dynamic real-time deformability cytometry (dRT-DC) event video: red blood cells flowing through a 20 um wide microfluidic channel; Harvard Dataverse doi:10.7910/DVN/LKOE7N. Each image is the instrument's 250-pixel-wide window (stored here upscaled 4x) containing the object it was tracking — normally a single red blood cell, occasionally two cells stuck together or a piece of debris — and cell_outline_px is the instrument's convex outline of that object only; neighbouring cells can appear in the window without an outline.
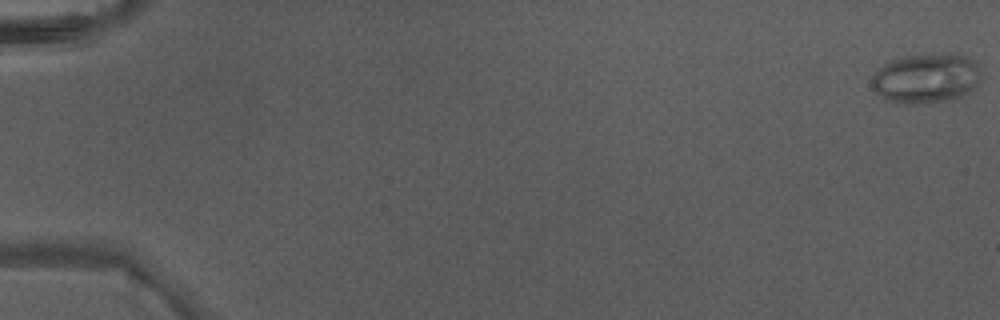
{"species": "Egyptian fruit bat (a non-hibernating species)", "species_latin": "Rousettus aegyptiacus", "temperature_condition": "warm", "stored_images_in_passage": 6, "camera_frame_rate_fps": 3000, "um_per_image_px": 0.085, "animal": {"sex": "male"}, "frame": {"image": 1, "passage_image": 1, "time_ms": 0.0, "image_size_px": [1000, 320], "cell_outline_px": [[980, 80], [976, 88], [960, 96], [948, 100], [920, 104], [896, 104], [888, 100], [876, 92], [872, 88], [872, 76], [880, 68], [892, 60], [904, 56], [952, 52], [956, 52], [972, 60], [976, 64], [980, 72]], "centroid_in_image_um": [78.73, 6.65], "position_along_channel_um": 6.3, "area_um2": 31.85}}